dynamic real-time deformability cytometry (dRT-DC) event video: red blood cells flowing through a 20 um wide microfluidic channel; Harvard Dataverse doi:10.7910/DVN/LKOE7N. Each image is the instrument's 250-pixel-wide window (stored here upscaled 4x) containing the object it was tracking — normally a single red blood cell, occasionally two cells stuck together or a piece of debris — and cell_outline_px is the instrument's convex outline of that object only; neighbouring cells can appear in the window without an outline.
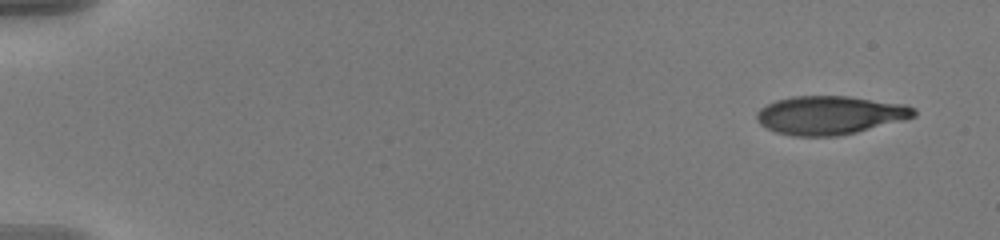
{"species": "human", "species_latin": "Homo sapiens", "temperature_condition": "warm", "stored_images_in_passage": 7, "camera_frame_rate_fps": 3000, "um_per_image_px": 0.085, "donor": {"sex": "male"}, "frame": {"image": 1, "passage_image": 1, "time_ms": 0.0, "image_size_px": [1000, 240], "cell_outline_px": [[916, 116], [904, 120], [856, 132], [836, 136], [792, 136], [776, 132], [760, 124], [756, 116], [756, 112], [760, 108], [776, 100], [792, 96], [848, 96], [904, 104], [916, 108]], "centroid_in_image_um": [70.55, 9.78], "position_along_channel_um": 14.5, "area_um2": 35.26}}
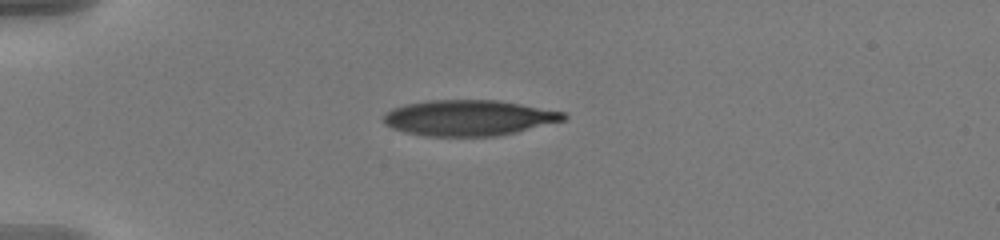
{"frame": {"image": 2, "passage_image": 5, "time_ms": 1.333, "image_size_px": [1000, 240], "cell_outline_px": [[568, 116], [564, 120], [516, 132], [496, 136], [428, 136], [408, 132], [392, 128], [384, 124], [384, 112], [392, 108], [408, 104], [432, 100], [496, 100], [520, 104], [564, 112]], "centroid_in_image_um": [39.83, 10.01], "position_along_channel_um": 45.2, "area_um2": 37.11}}
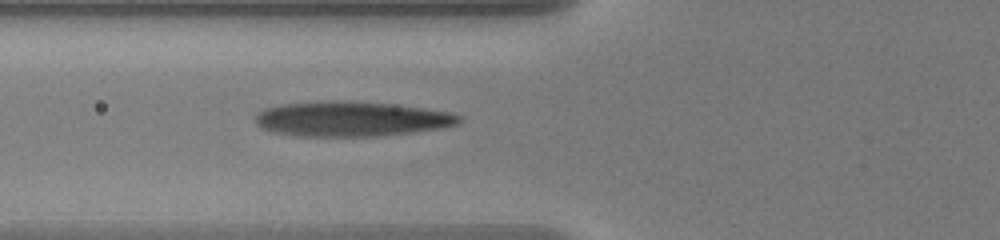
{"frame": {"image": 3, "passage_image": 7, "time_ms": 2.0, "image_size_px": [1000, 240], "cell_outline_px": [[464, 120], [460, 124], [444, 128], [412, 132], [376, 136], [296, 136], [272, 132], [260, 128], [256, 124], [256, 112], [264, 108], [284, 104], [332, 100], [388, 104], [424, 108], [452, 112], [464, 116]], "centroid_in_image_um": [29.9, 10.12], "position_along_channel_um": 95.9, "area_um2": 41.73}}